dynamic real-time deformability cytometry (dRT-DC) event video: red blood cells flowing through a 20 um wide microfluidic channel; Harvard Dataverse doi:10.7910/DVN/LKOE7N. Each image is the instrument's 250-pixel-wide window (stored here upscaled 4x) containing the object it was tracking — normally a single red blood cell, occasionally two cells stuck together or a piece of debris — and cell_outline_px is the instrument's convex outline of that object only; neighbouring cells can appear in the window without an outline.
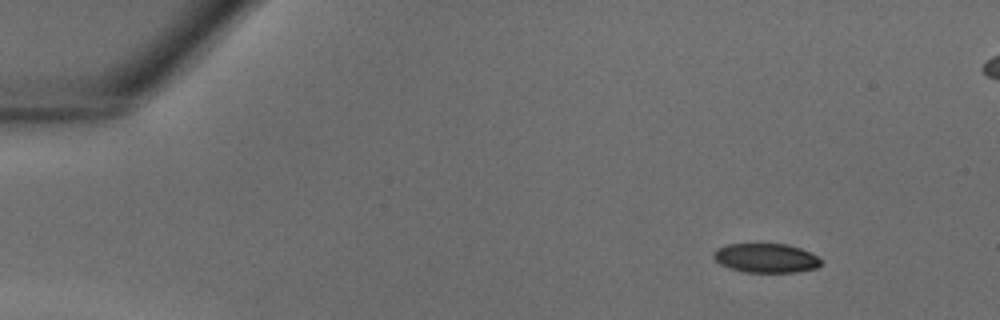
{"species": "common noctule bat (a hibernating species)", "species_latin": "Nyctalus noctula", "temperature_condition": "warm", "stored_images_in_passage": 36, "camera_frame_rate_fps": 3000, "um_per_image_px": 0.085, "animal": {"sex": "male", "body_mass_g": 18.8}, "frame": {"image": 1, "passage_image": 1, "time_ms": 0.0, "image_size_px": [1000, 320], "cell_outline_px": [[820, 264], [816, 268], [796, 272], [744, 272], [728, 268], [720, 264], [712, 256], [712, 252], [716, 248], [728, 244], [788, 244], [800, 248], [816, 256], [820, 260]], "centroid_in_image_um": [65.05, 21.93], "position_along_channel_um": 20.0, "area_um2": 18.26}}
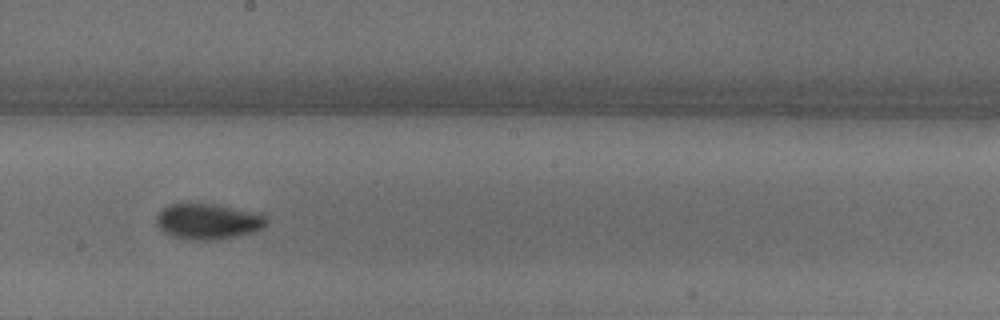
{"frame": {"image": 2, "passage_image": 19, "time_ms": 6.0, "image_size_px": [1000, 320], "cell_outline_px": [[268, 220], [264, 228], [252, 232], [236, 236], [216, 240], [184, 240], [172, 236], [164, 232], [156, 224], [156, 216], [168, 204], [216, 204], [268, 216]], "centroid_in_image_um": [17.67, 18.84], "position_along_channel_um": 230.5, "area_um2": 22.83}}
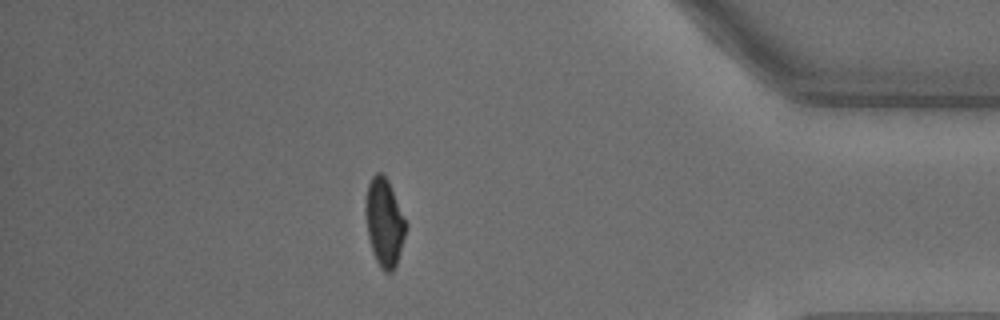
{"frame": {"image": 3, "passage_image": 31, "time_ms": 10.0, "image_size_px": [1000, 320], "cell_outline_px": [[408, 224], [396, 264], [392, 272], [384, 272], [380, 268], [372, 252], [368, 236], [364, 212], [364, 208], [368, 184], [372, 176], [376, 172], [380, 172], [388, 180]], "centroid_in_image_um": [32.65, 18.89], "position_along_channel_um": 402.5, "area_um2": 20.75}}